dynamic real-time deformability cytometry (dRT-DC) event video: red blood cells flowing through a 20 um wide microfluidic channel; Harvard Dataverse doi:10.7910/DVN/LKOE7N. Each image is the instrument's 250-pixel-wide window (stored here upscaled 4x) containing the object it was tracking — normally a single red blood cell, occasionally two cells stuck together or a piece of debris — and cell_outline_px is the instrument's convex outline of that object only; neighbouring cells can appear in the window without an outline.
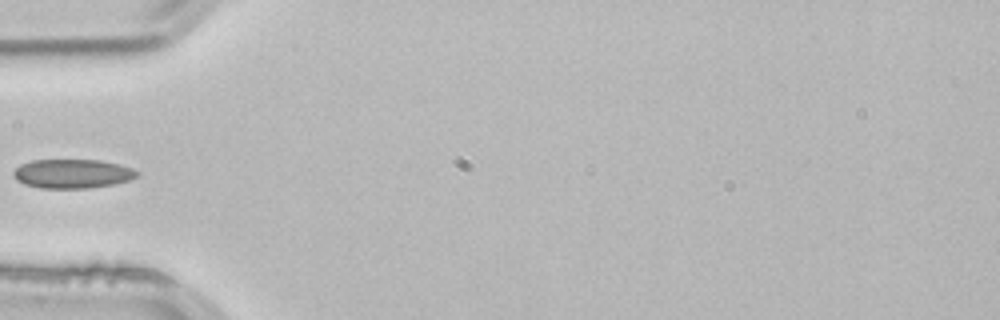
{"species": "common noctule bat (a hibernating species)", "species_latin": "Nyctalus noctula", "temperature_condition": "room temperature", "stored_images_in_passage": 3, "camera_frame_rate_fps": 3000, "um_per_image_px": 0.085, "animal": {"sex": "male", "body_mass_g": 21.5, "forearm_length_mm": 52.0}, "frame": {"image": 1, "passage_image": 3, "time_ms": 0.667, "image_size_px": [1000, 320], "cell_outline_px": [[140, 176], [128, 180], [112, 184], [88, 188], [40, 188], [24, 184], [16, 180], [12, 176], [12, 172], [20, 164], [32, 160], [100, 160], [120, 164], [132, 168], [140, 172]], "centroid_in_image_um": [6.15, 14.76], "position_along_channel_um": 78.9, "area_um2": 21.1}}